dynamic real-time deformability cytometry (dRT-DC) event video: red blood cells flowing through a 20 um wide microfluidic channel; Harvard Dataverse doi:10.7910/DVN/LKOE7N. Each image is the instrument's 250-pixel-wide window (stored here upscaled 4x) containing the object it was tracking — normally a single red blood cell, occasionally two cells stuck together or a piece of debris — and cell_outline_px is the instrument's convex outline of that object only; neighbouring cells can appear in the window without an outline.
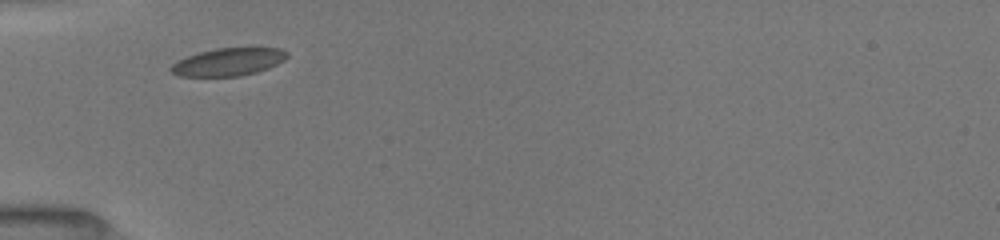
{"species": "common noctule bat (a hibernating species)", "species_latin": "Nyctalus noctula", "temperature_condition": "room temperature", "stored_images_in_passage": 59, "camera_frame_rate_fps": 3000, "um_per_image_px": 0.085, "animal": {"sex": "female", "body_mass_g": 19.5, "forearm_length_mm": 54.1}, "frame": {"image": 1, "passage_image": 1, "time_ms": 0.0, "image_size_px": [1000, 240], "cell_outline_px": [[288, 56], [284, 60], [268, 68], [256, 72], [240, 76], [180, 76], [172, 72], [168, 68], [176, 60], [200, 52], [216, 48], [256, 44], [280, 48], [288, 52]], "centroid_in_image_um": [19.49, 5.2], "position_along_channel_um": 65.5, "area_um2": 19.59}}
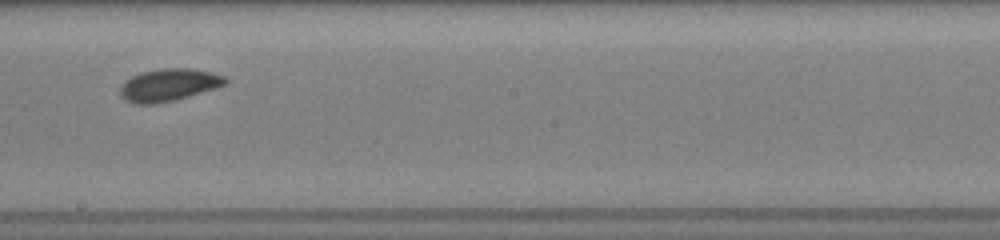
{"frame": {"image": 2, "passage_image": 22, "time_ms": 4.333, "image_size_px": [1000, 240], "cell_outline_px": [[228, 80], [224, 84], [216, 88], [176, 100], [156, 104], [132, 104], [124, 100], [120, 96], [120, 88], [124, 80], [140, 72], [160, 68], [192, 68], [212, 72], [224, 76]], "centroid_in_image_um": [14.3, 7.22], "position_along_channel_um": 233.9, "area_um2": 20.17}}
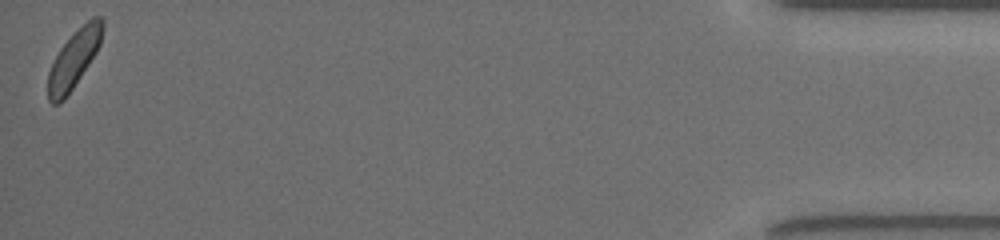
{"frame": {"image": 3, "passage_image": 57, "time_ms": 11.333, "image_size_px": [1000, 240], "cell_outline_px": [[104, 28], [100, 44], [96, 52], [64, 100], [56, 104], [52, 104], [48, 100], [48, 72], [60, 48], [92, 16], [100, 16], [104, 20]], "centroid_in_image_um": [6.29, 5.02], "position_along_channel_um": 428.9, "area_um2": 17.8}, "authors_computed_cell_mechanics": {"area_um2": 18.785, "velocity_mm_per_s": 3.9686, "shape_relaxation_time_tau1_ms": 2.1435, "shape_relaxation_time_tau2_ms": null, "deformation_change_tau1": 0.0591, "deformation_change_tau2": null}}